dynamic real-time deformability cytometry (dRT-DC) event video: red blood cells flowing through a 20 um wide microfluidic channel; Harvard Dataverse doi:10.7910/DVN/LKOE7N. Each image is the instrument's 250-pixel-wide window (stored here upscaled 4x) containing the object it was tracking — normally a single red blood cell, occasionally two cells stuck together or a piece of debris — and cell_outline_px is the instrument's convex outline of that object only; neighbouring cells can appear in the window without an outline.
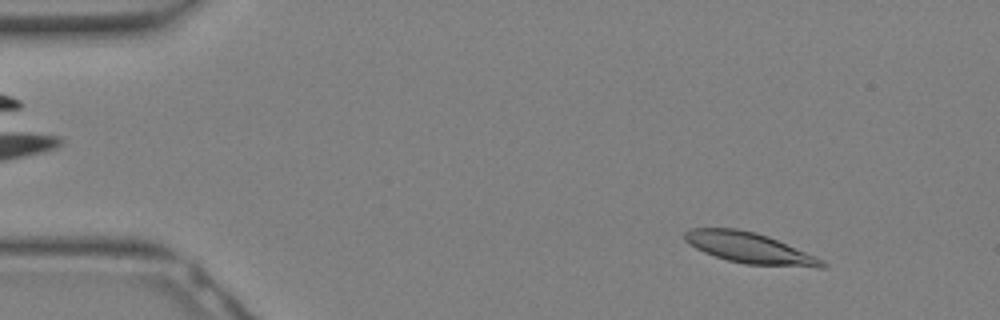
{"species": "Egyptian fruit bat (a non-hibernating species)", "species_latin": "Rousettus aegyptiacus", "temperature_condition": "warm", "stored_images_in_passage": 8, "segment_of_instrument_passage": [1, 2], "camera_frame_rate_fps": 3000, "um_per_image_px": 0.085, "animal": {"sex": "female"}, "frame": {"image": 1, "passage_image": 3, "time_ms": 0.667, "image_size_px": [1000, 320], "cell_outline_px": [[828, 268], [816, 268], [744, 264], [728, 260], [704, 252], [696, 248], [684, 240], [684, 232], [688, 228], [736, 228], [756, 232], [768, 236], [816, 256], [824, 260], [828, 264]], "centroid_in_image_um": [63.76, 21.09], "position_along_channel_um": 21.2, "area_um2": 24.85}}